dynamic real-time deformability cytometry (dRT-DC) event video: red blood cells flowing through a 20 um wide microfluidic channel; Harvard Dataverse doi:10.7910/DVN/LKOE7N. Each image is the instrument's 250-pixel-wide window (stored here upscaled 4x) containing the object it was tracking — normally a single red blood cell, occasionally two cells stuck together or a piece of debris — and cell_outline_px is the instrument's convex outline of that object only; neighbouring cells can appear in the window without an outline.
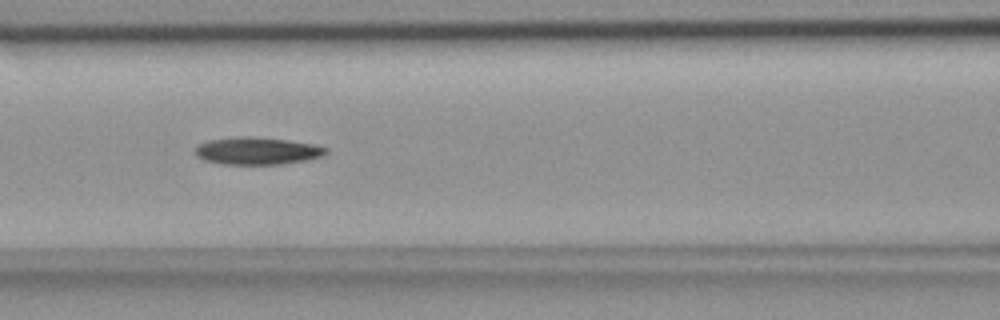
{"species": "common noctule bat (a hibernating species)", "species_latin": "Nyctalus noctula", "temperature_condition": "room temperature", "stored_images_in_passage": 49, "camera_frame_rate_fps": 3000, "um_per_image_px": 0.085, "animal": {"sex": "female", "body_mass_g": 18.4}, "frame": {"image": 1, "passage_image": 18, "time_ms": 5.667, "image_size_px": [1000, 320], "cell_outline_px": [[328, 152], [320, 156], [304, 160], [280, 164], [220, 164], [204, 160], [196, 156], [196, 148], [200, 144], [208, 140], [240, 136], [252, 136], [288, 140], [312, 144], [328, 148]], "centroid_in_image_um": [21.83, 12.82], "position_along_channel_um": 144.8, "area_um2": 20.69}}
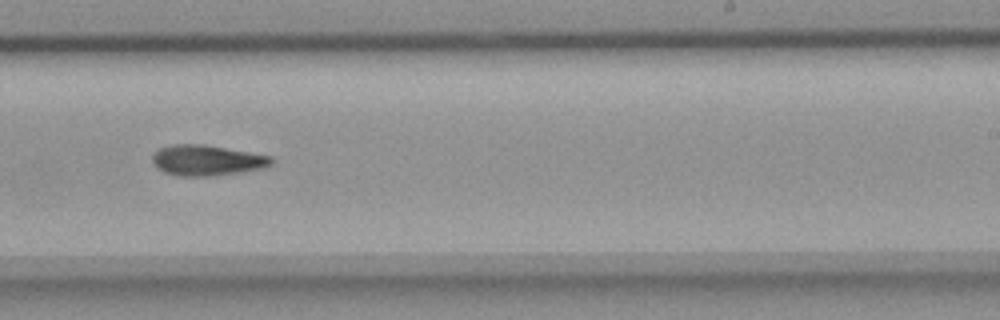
{"frame": {"image": 2, "passage_image": 28, "time_ms": 9.0, "image_size_px": [1000, 320], "cell_outline_px": [[276, 160], [272, 164], [264, 168], [240, 172], [212, 176], [176, 176], [164, 172], [156, 168], [152, 160], [152, 156], [160, 148], [172, 144], [204, 144], [272, 156]], "centroid_in_image_um": [17.6, 13.63], "position_along_channel_um": 271.4, "area_um2": 21.39}}
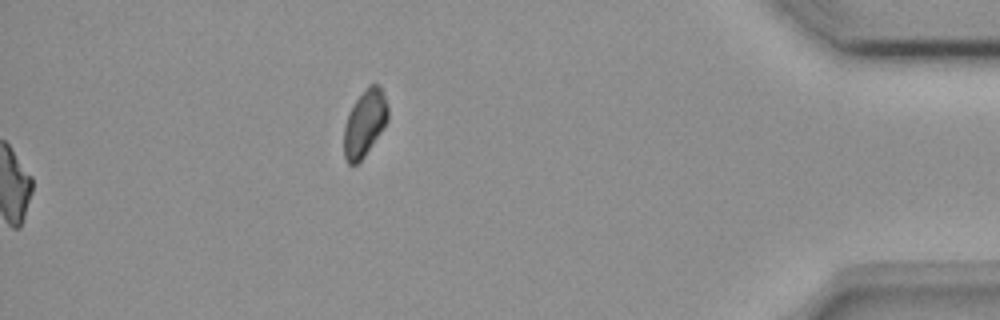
{"frame": {"image": 3, "passage_image": 49, "time_ms": 16.0, "image_size_px": [1000, 320], "cell_outline_px": [[388, 120], [364, 156], [356, 164], [348, 164], [344, 156], [344, 128], [348, 116], [356, 100], [368, 84], [380, 84], [388, 104]], "centroid_in_image_um": [31.01, 10.43], "position_along_channel_um": 404.2, "area_um2": 16.82}}